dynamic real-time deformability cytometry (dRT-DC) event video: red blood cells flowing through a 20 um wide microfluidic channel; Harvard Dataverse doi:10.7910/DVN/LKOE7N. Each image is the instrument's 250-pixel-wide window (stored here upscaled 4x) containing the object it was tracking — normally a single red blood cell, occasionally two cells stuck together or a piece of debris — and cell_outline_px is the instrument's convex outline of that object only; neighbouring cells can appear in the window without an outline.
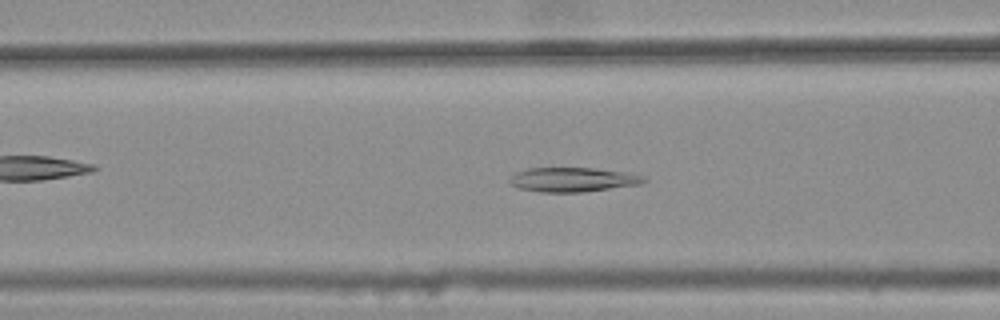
{"species": "common noctule bat (a hibernating species)", "species_latin": "Nyctalus noctula", "temperature_condition": "warm", "stored_images_in_passage": 43, "camera_frame_rate_fps": 3000, "um_per_image_px": 0.085, "animal": {"sex": "female", "body_mass_g": 25.1}, "frame": {"image": 1, "passage_image": 20, "time_ms": 6.333, "image_size_px": [1000, 320], "cell_outline_px": [[648, 180], [640, 184], [584, 192], [540, 192], [520, 188], [508, 184], [508, 180], [516, 172], [528, 168], [592, 168], [632, 172], [644, 176]], "centroid_in_image_um": [48.72, 15.26], "position_along_channel_um": 117.9, "area_um2": 19.25}}
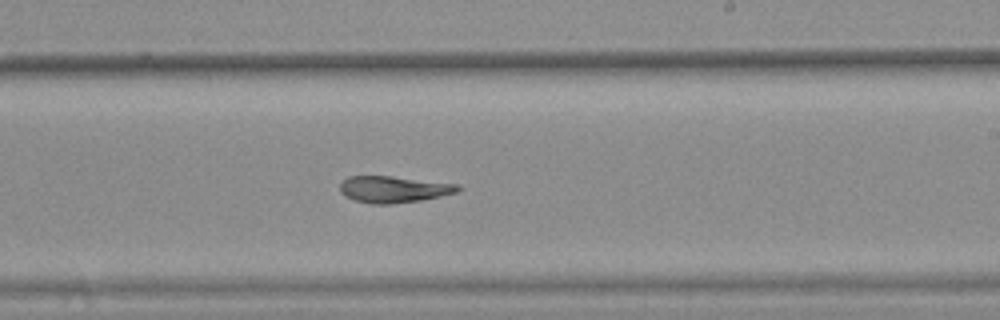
{"frame": {"image": 2, "passage_image": 31, "time_ms": 10.0, "image_size_px": [1000, 320], "cell_outline_px": [[460, 188], [456, 192], [440, 196], [420, 200], [392, 204], [372, 204], [352, 200], [344, 196], [340, 192], [340, 184], [348, 176], [392, 176], [460, 184]], "centroid_in_image_um": [33.42, 16.09], "position_along_channel_um": 255.6, "area_um2": 18.32}}
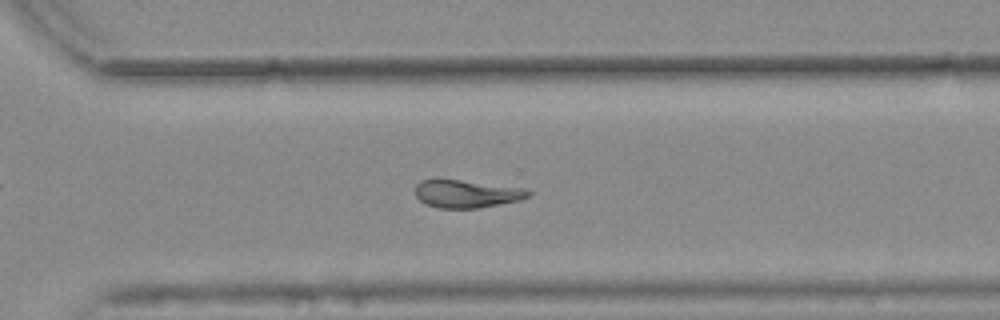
{"frame": {"image": 3, "passage_image": 37, "time_ms": 12.0, "image_size_px": [1000, 320], "cell_outline_px": [[532, 192], [528, 196], [520, 200], [476, 208], [440, 208], [428, 204], [420, 200], [416, 196], [416, 184], [420, 180], [460, 180], [524, 188]], "centroid_in_image_um": [39.67, 16.47], "position_along_channel_um": 330.9, "area_um2": 17.92}}